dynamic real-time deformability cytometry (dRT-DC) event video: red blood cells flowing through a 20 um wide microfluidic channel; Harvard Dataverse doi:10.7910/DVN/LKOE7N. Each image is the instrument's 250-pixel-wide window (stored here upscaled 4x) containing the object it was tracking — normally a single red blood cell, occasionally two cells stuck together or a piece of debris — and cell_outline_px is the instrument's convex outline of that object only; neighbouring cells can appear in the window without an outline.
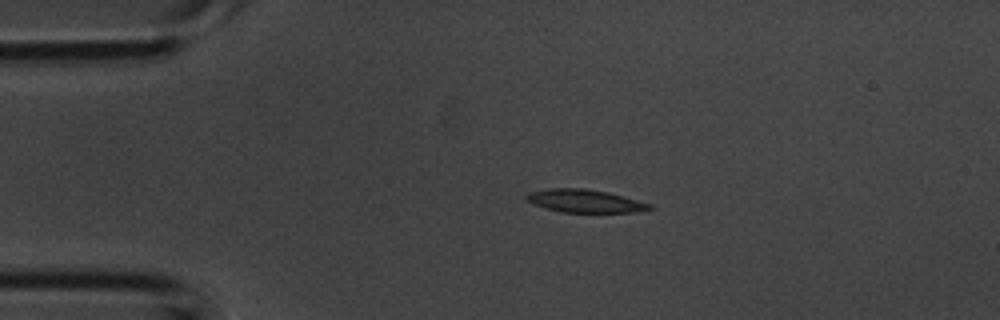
{"species": "common noctule bat (a hibernating species)", "species_latin": "Nyctalus noctula", "temperature_condition": "room temperature", "stored_images_in_passage": 3, "camera_frame_rate_fps": 3000, "um_per_image_px": 0.085, "animal": {"sex": "male", "body_mass_g": 20.1, "forearm_length_mm": 53.5}, "frame": {"image": 1, "passage_image": 2, "time_ms": 0.333, "image_size_px": [1000, 320], "cell_outline_px": [[656, 208], [640, 212], [560, 212], [524, 200], [524, 196], [528, 192], [552, 188], [584, 188], [608, 192], [652, 204]], "centroid_in_image_um": [49.75, 17.08], "position_along_channel_um": 35.3, "area_um2": 16.53}}